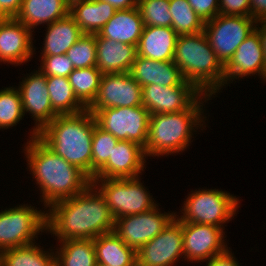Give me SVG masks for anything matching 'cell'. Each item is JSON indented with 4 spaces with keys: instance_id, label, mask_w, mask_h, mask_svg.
<instances>
[{
    "instance_id": "cell-38",
    "label": "cell",
    "mask_w": 266,
    "mask_h": 266,
    "mask_svg": "<svg viewBox=\"0 0 266 266\" xmlns=\"http://www.w3.org/2000/svg\"><path fill=\"white\" fill-rule=\"evenodd\" d=\"M200 18L207 22L219 14V0H187Z\"/></svg>"
},
{
    "instance_id": "cell-18",
    "label": "cell",
    "mask_w": 266,
    "mask_h": 266,
    "mask_svg": "<svg viewBox=\"0 0 266 266\" xmlns=\"http://www.w3.org/2000/svg\"><path fill=\"white\" fill-rule=\"evenodd\" d=\"M145 159L146 155L142 146L132 141L119 140L107 163L95 174L93 179L138 177L144 171Z\"/></svg>"
},
{
    "instance_id": "cell-43",
    "label": "cell",
    "mask_w": 266,
    "mask_h": 266,
    "mask_svg": "<svg viewBox=\"0 0 266 266\" xmlns=\"http://www.w3.org/2000/svg\"><path fill=\"white\" fill-rule=\"evenodd\" d=\"M255 30L258 33L263 50L264 63H265V82H266V19L257 20L255 24Z\"/></svg>"
},
{
    "instance_id": "cell-13",
    "label": "cell",
    "mask_w": 266,
    "mask_h": 266,
    "mask_svg": "<svg viewBox=\"0 0 266 266\" xmlns=\"http://www.w3.org/2000/svg\"><path fill=\"white\" fill-rule=\"evenodd\" d=\"M138 266H174L183 253L182 222L176 217L152 240L144 244L138 251Z\"/></svg>"
},
{
    "instance_id": "cell-15",
    "label": "cell",
    "mask_w": 266,
    "mask_h": 266,
    "mask_svg": "<svg viewBox=\"0 0 266 266\" xmlns=\"http://www.w3.org/2000/svg\"><path fill=\"white\" fill-rule=\"evenodd\" d=\"M142 104V87L130 72L103 74L98 94L87 108L92 114L105 108L135 107Z\"/></svg>"
},
{
    "instance_id": "cell-7",
    "label": "cell",
    "mask_w": 266,
    "mask_h": 266,
    "mask_svg": "<svg viewBox=\"0 0 266 266\" xmlns=\"http://www.w3.org/2000/svg\"><path fill=\"white\" fill-rule=\"evenodd\" d=\"M101 182V183H100ZM91 184L103 196L114 218L135 215L157 206L141 177L120 179H92ZM147 188V189H146Z\"/></svg>"
},
{
    "instance_id": "cell-45",
    "label": "cell",
    "mask_w": 266,
    "mask_h": 266,
    "mask_svg": "<svg viewBox=\"0 0 266 266\" xmlns=\"http://www.w3.org/2000/svg\"><path fill=\"white\" fill-rule=\"evenodd\" d=\"M96 266H107V265L97 264Z\"/></svg>"
},
{
    "instance_id": "cell-29",
    "label": "cell",
    "mask_w": 266,
    "mask_h": 266,
    "mask_svg": "<svg viewBox=\"0 0 266 266\" xmlns=\"http://www.w3.org/2000/svg\"><path fill=\"white\" fill-rule=\"evenodd\" d=\"M52 109L57 115H71L87 108L77 99L68 77H46Z\"/></svg>"
},
{
    "instance_id": "cell-8",
    "label": "cell",
    "mask_w": 266,
    "mask_h": 266,
    "mask_svg": "<svg viewBox=\"0 0 266 266\" xmlns=\"http://www.w3.org/2000/svg\"><path fill=\"white\" fill-rule=\"evenodd\" d=\"M45 212L28 204L0 211V251L36 243L37 235L47 233Z\"/></svg>"
},
{
    "instance_id": "cell-39",
    "label": "cell",
    "mask_w": 266,
    "mask_h": 266,
    "mask_svg": "<svg viewBox=\"0 0 266 266\" xmlns=\"http://www.w3.org/2000/svg\"><path fill=\"white\" fill-rule=\"evenodd\" d=\"M219 14L250 16L249 0H219Z\"/></svg>"
},
{
    "instance_id": "cell-9",
    "label": "cell",
    "mask_w": 266,
    "mask_h": 266,
    "mask_svg": "<svg viewBox=\"0 0 266 266\" xmlns=\"http://www.w3.org/2000/svg\"><path fill=\"white\" fill-rule=\"evenodd\" d=\"M251 16L218 14L205 22L204 32L217 58L225 65L241 43L255 30Z\"/></svg>"
},
{
    "instance_id": "cell-34",
    "label": "cell",
    "mask_w": 266,
    "mask_h": 266,
    "mask_svg": "<svg viewBox=\"0 0 266 266\" xmlns=\"http://www.w3.org/2000/svg\"><path fill=\"white\" fill-rule=\"evenodd\" d=\"M118 141L111 133L100 128L95 120V128L92 136V179L107 163Z\"/></svg>"
},
{
    "instance_id": "cell-10",
    "label": "cell",
    "mask_w": 266,
    "mask_h": 266,
    "mask_svg": "<svg viewBox=\"0 0 266 266\" xmlns=\"http://www.w3.org/2000/svg\"><path fill=\"white\" fill-rule=\"evenodd\" d=\"M97 125L118 140L132 141L146 147L150 112L143 106L115 107L94 113Z\"/></svg>"
},
{
    "instance_id": "cell-28",
    "label": "cell",
    "mask_w": 266,
    "mask_h": 266,
    "mask_svg": "<svg viewBox=\"0 0 266 266\" xmlns=\"http://www.w3.org/2000/svg\"><path fill=\"white\" fill-rule=\"evenodd\" d=\"M56 247L55 266H96L93 239H66ZM59 248V249H58Z\"/></svg>"
},
{
    "instance_id": "cell-17",
    "label": "cell",
    "mask_w": 266,
    "mask_h": 266,
    "mask_svg": "<svg viewBox=\"0 0 266 266\" xmlns=\"http://www.w3.org/2000/svg\"><path fill=\"white\" fill-rule=\"evenodd\" d=\"M33 31L15 18H0V62L15 66L35 54Z\"/></svg>"
},
{
    "instance_id": "cell-31",
    "label": "cell",
    "mask_w": 266,
    "mask_h": 266,
    "mask_svg": "<svg viewBox=\"0 0 266 266\" xmlns=\"http://www.w3.org/2000/svg\"><path fill=\"white\" fill-rule=\"evenodd\" d=\"M102 72L96 66L74 69L68 76L77 99L88 108L95 100L102 78Z\"/></svg>"
},
{
    "instance_id": "cell-21",
    "label": "cell",
    "mask_w": 266,
    "mask_h": 266,
    "mask_svg": "<svg viewBox=\"0 0 266 266\" xmlns=\"http://www.w3.org/2000/svg\"><path fill=\"white\" fill-rule=\"evenodd\" d=\"M130 74L141 87L150 84L171 87L182 85L186 81L173 61L152 60L138 55Z\"/></svg>"
},
{
    "instance_id": "cell-5",
    "label": "cell",
    "mask_w": 266,
    "mask_h": 266,
    "mask_svg": "<svg viewBox=\"0 0 266 266\" xmlns=\"http://www.w3.org/2000/svg\"><path fill=\"white\" fill-rule=\"evenodd\" d=\"M174 64L184 79L202 94L216 95L225 86L224 65L217 58L204 31L178 35L173 56Z\"/></svg>"
},
{
    "instance_id": "cell-19",
    "label": "cell",
    "mask_w": 266,
    "mask_h": 266,
    "mask_svg": "<svg viewBox=\"0 0 266 266\" xmlns=\"http://www.w3.org/2000/svg\"><path fill=\"white\" fill-rule=\"evenodd\" d=\"M225 87L235 79L259 75L265 81V63L262 46L254 30L237 48L230 60L224 65Z\"/></svg>"
},
{
    "instance_id": "cell-16",
    "label": "cell",
    "mask_w": 266,
    "mask_h": 266,
    "mask_svg": "<svg viewBox=\"0 0 266 266\" xmlns=\"http://www.w3.org/2000/svg\"><path fill=\"white\" fill-rule=\"evenodd\" d=\"M202 93L190 82L164 87L150 84L142 87V104L154 114H166L187 110Z\"/></svg>"
},
{
    "instance_id": "cell-36",
    "label": "cell",
    "mask_w": 266,
    "mask_h": 266,
    "mask_svg": "<svg viewBox=\"0 0 266 266\" xmlns=\"http://www.w3.org/2000/svg\"><path fill=\"white\" fill-rule=\"evenodd\" d=\"M74 69L96 66V34H84L66 53Z\"/></svg>"
},
{
    "instance_id": "cell-3",
    "label": "cell",
    "mask_w": 266,
    "mask_h": 266,
    "mask_svg": "<svg viewBox=\"0 0 266 266\" xmlns=\"http://www.w3.org/2000/svg\"><path fill=\"white\" fill-rule=\"evenodd\" d=\"M95 117L88 109L57 115L37 137L56 155L83 171L92 180V136Z\"/></svg>"
},
{
    "instance_id": "cell-27",
    "label": "cell",
    "mask_w": 266,
    "mask_h": 266,
    "mask_svg": "<svg viewBox=\"0 0 266 266\" xmlns=\"http://www.w3.org/2000/svg\"><path fill=\"white\" fill-rule=\"evenodd\" d=\"M97 264L107 266H138L136 251L126 245L114 232L93 239Z\"/></svg>"
},
{
    "instance_id": "cell-12",
    "label": "cell",
    "mask_w": 266,
    "mask_h": 266,
    "mask_svg": "<svg viewBox=\"0 0 266 266\" xmlns=\"http://www.w3.org/2000/svg\"><path fill=\"white\" fill-rule=\"evenodd\" d=\"M224 229L214 225L182 223L184 260L206 262L231 250L225 241Z\"/></svg>"
},
{
    "instance_id": "cell-22",
    "label": "cell",
    "mask_w": 266,
    "mask_h": 266,
    "mask_svg": "<svg viewBox=\"0 0 266 266\" xmlns=\"http://www.w3.org/2000/svg\"><path fill=\"white\" fill-rule=\"evenodd\" d=\"M178 34L172 27L144 26L137 55L158 61H173Z\"/></svg>"
},
{
    "instance_id": "cell-32",
    "label": "cell",
    "mask_w": 266,
    "mask_h": 266,
    "mask_svg": "<svg viewBox=\"0 0 266 266\" xmlns=\"http://www.w3.org/2000/svg\"><path fill=\"white\" fill-rule=\"evenodd\" d=\"M172 28L178 35L197 34L204 31L205 22L187 0H169Z\"/></svg>"
},
{
    "instance_id": "cell-24",
    "label": "cell",
    "mask_w": 266,
    "mask_h": 266,
    "mask_svg": "<svg viewBox=\"0 0 266 266\" xmlns=\"http://www.w3.org/2000/svg\"><path fill=\"white\" fill-rule=\"evenodd\" d=\"M144 29L138 7L117 10L97 33L100 37L137 46Z\"/></svg>"
},
{
    "instance_id": "cell-44",
    "label": "cell",
    "mask_w": 266,
    "mask_h": 266,
    "mask_svg": "<svg viewBox=\"0 0 266 266\" xmlns=\"http://www.w3.org/2000/svg\"><path fill=\"white\" fill-rule=\"evenodd\" d=\"M112 5L116 10H126L138 7L139 0H103Z\"/></svg>"
},
{
    "instance_id": "cell-30",
    "label": "cell",
    "mask_w": 266,
    "mask_h": 266,
    "mask_svg": "<svg viewBox=\"0 0 266 266\" xmlns=\"http://www.w3.org/2000/svg\"><path fill=\"white\" fill-rule=\"evenodd\" d=\"M36 244L1 251V266H55L54 250Z\"/></svg>"
},
{
    "instance_id": "cell-37",
    "label": "cell",
    "mask_w": 266,
    "mask_h": 266,
    "mask_svg": "<svg viewBox=\"0 0 266 266\" xmlns=\"http://www.w3.org/2000/svg\"><path fill=\"white\" fill-rule=\"evenodd\" d=\"M39 70L46 76L68 77L74 70L73 63L66 54L40 56Z\"/></svg>"
},
{
    "instance_id": "cell-20",
    "label": "cell",
    "mask_w": 266,
    "mask_h": 266,
    "mask_svg": "<svg viewBox=\"0 0 266 266\" xmlns=\"http://www.w3.org/2000/svg\"><path fill=\"white\" fill-rule=\"evenodd\" d=\"M96 68L102 74L130 72L137 57V46L96 34Z\"/></svg>"
},
{
    "instance_id": "cell-11",
    "label": "cell",
    "mask_w": 266,
    "mask_h": 266,
    "mask_svg": "<svg viewBox=\"0 0 266 266\" xmlns=\"http://www.w3.org/2000/svg\"><path fill=\"white\" fill-rule=\"evenodd\" d=\"M153 209L115 219L114 233L129 247L138 251L144 244L162 232L176 217V212L162 213Z\"/></svg>"
},
{
    "instance_id": "cell-6",
    "label": "cell",
    "mask_w": 266,
    "mask_h": 266,
    "mask_svg": "<svg viewBox=\"0 0 266 266\" xmlns=\"http://www.w3.org/2000/svg\"><path fill=\"white\" fill-rule=\"evenodd\" d=\"M239 198L218 189H196L188 194L182 211L176 218L182 223H198L224 228V224L236 216Z\"/></svg>"
},
{
    "instance_id": "cell-23",
    "label": "cell",
    "mask_w": 266,
    "mask_h": 266,
    "mask_svg": "<svg viewBox=\"0 0 266 266\" xmlns=\"http://www.w3.org/2000/svg\"><path fill=\"white\" fill-rule=\"evenodd\" d=\"M117 10L103 0H75L69 4V15L83 34L95 35Z\"/></svg>"
},
{
    "instance_id": "cell-26",
    "label": "cell",
    "mask_w": 266,
    "mask_h": 266,
    "mask_svg": "<svg viewBox=\"0 0 266 266\" xmlns=\"http://www.w3.org/2000/svg\"><path fill=\"white\" fill-rule=\"evenodd\" d=\"M42 53L40 56L66 54L67 51L84 35L74 19L68 14L47 25Z\"/></svg>"
},
{
    "instance_id": "cell-14",
    "label": "cell",
    "mask_w": 266,
    "mask_h": 266,
    "mask_svg": "<svg viewBox=\"0 0 266 266\" xmlns=\"http://www.w3.org/2000/svg\"><path fill=\"white\" fill-rule=\"evenodd\" d=\"M19 82V90L24 115L29 112L35 125L30 132V139L37 137V134L48 125L57 114L52 109L49 90L47 89L46 76L38 69L27 74Z\"/></svg>"
},
{
    "instance_id": "cell-42",
    "label": "cell",
    "mask_w": 266,
    "mask_h": 266,
    "mask_svg": "<svg viewBox=\"0 0 266 266\" xmlns=\"http://www.w3.org/2000/svg\"><path fill=\"white\" fill-rule=\"evenodd\" d=\"M250 16L257 20L266 19V0H249Z\"/></svg>"
},
{
    "instance_id": "cell-2",
    "label": "cell",
    "mask_w": 266,
    "mask_h": 266,
    "mask_svg": "<svg viewBox=\"0 0 266 266\" xmlns=\"http://www.w3.org/2000/svg\"><path fill=\"white\" fill-rule=\"evenodd\" d=\"M28 140L23 150L30 174L42 194L40 201L44 202V210L80 194L91 184L83 171L56 155L38 137Z\"/></svg>"
},
{
    "instance_id": "cell-25",
    "label": "cell",
    "mask_w": 266,
    "mask_h": 266,
    "mask_svg": "<svg viewBox=\"0 0 266 266\" xmlns=\"http://www.w3.org/2000/svg\"><path fill=\"white\" fill-rule=\"evenodd\" d=\"M68 0H22L15 19L33 32L39 25L47 26L69 14Z\"/></svg>"
},
{
    "instance_id": "cell-33",
    "label": "cell",
    "mask_w": 266,
    "mask_h": 266,
    "mask_svg": "<svg viewBox=\"0 0 266 266\" xmlns=\"http://www.w3.org/2000/svg\"><path fill=\"white\" fill-rule=\"evenodd\" d=\"M23 118L24 112L19 90L13 86L1 89L0 129H9L16 126Z\"/></svg>"
},
{
    "instance_id": "cell-4",
    "label": "cell",
    "mask_w": 266,
    "mask_h": 266,
    "mask_svg": "<svg viewBox=\"0 0 266 266\" xmlns=\"http://www.w3.org/2000/svg\"><path fill=\"white\" fill-rule=\"evenodd\" d=\"M209 100H211L210 95L202 94L187 110L150 115L144 148L146 158L165 155L167 157L185 151L194 138L193 133L203 125L206 127L204 123L207 117L203 116L206 109L203 110V106Z\"/></svg>"
},
{
    "instance_id": "cell-41",
    "label": "cell",
    "mask_w": 266,
    "mask_h": 266,
    "mask_svg": "<svg viewBox=\"0 0 266 266\" xmlns=\"http://www.w3.org/2000/svg\"><path fill=\"white\" fill-rule=\"evenodd\" d=\"M206 266H240L239 261L232 254V251L227 250L226 252L214 256L210 260H208Z\"/></svg>"
},
{
    "instance_id": "cell-40",
    "label": "cell",
    "mask_w": 266,
    "mask_h": 266,
    "mask_svg": "<svg viewBox=\"0 0 266 266\" xmlns=\"http://www.w3.org/2000/svg\"><path fill=\"white\" fill-rule=\"evenodd\" d=\"M22 0H0V18H15Z\"/></svg>"
},
{
    "instance_id": "cell-1",
    "label": "cell",
    "mask_w": 266,
    "mask_h": 266,
    "mask_svg": "<svg viewBox=\"0 0 266 266\" xmlns=\"http://www.w3.org/2000/svg\"><path fill=\"white\" fill-rule=\"evenodd\" d=\"M48 234L57 241L95 239L114 231V218L103 196L90 184L80 194L58 201L46 210Z\"/></svg>"
},
{
    "instance_id": "cell-35",
    "label": "cell",
    "mask_w": 266,
    "mask_h": 266,
    "mask_svg": "<svg viewBox=\"0 0 266 266\" xmlns=\"http://www.w3.org/2000/svg\"><path fill=\"white\" fill-rule=\"evenodd\" d=\"M169 0H139L138 9L144 26L172 27Z\"/></svg>"
}]
</instances>
